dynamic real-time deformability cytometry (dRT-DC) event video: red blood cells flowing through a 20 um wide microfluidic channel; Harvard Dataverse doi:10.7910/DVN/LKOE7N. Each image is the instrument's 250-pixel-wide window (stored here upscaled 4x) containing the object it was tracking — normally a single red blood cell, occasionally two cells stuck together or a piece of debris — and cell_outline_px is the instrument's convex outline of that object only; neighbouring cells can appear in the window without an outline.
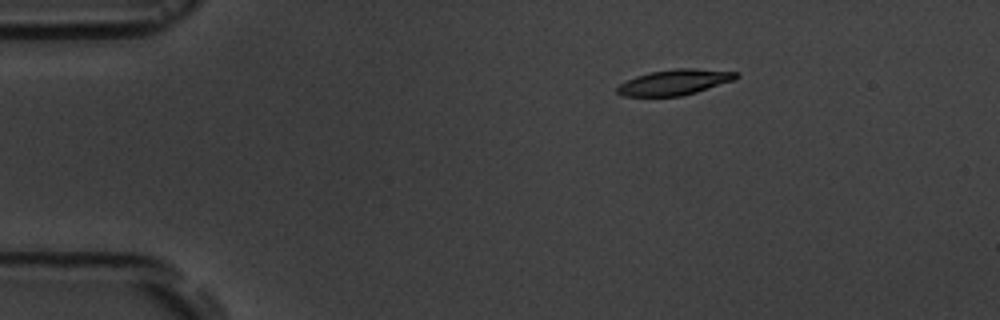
{"species": "common noctule bat (a hibernating species)", "species_latin": "Nyctalus noctula", "temperature_condition": "room temperature", "stored_images_in_passage": 3, "camera_frame_rate_fps": 3000, "um_per_image_px": 0.085, "animal": {"sex": "male", "body_mass_g": 19.5, "forearm_length_mm": 54.6}, "frame": {"image": 1, "passage_image": 1, "time_ms": 0.0, "image_size_px": [1000, 320], "cell_outline_px": [[740, 76], [736, 80], [696, 92], [680, 96], [624, 96], [616, 92], [616, 88], [620, 84], [636, 76], [652, 72], [676, 68], [692, 68], [740, 72]], "centroid_in_image_um": [57.4, 6.98], "position_along_channel_um": 27.6, "area_um2": 17.69}}